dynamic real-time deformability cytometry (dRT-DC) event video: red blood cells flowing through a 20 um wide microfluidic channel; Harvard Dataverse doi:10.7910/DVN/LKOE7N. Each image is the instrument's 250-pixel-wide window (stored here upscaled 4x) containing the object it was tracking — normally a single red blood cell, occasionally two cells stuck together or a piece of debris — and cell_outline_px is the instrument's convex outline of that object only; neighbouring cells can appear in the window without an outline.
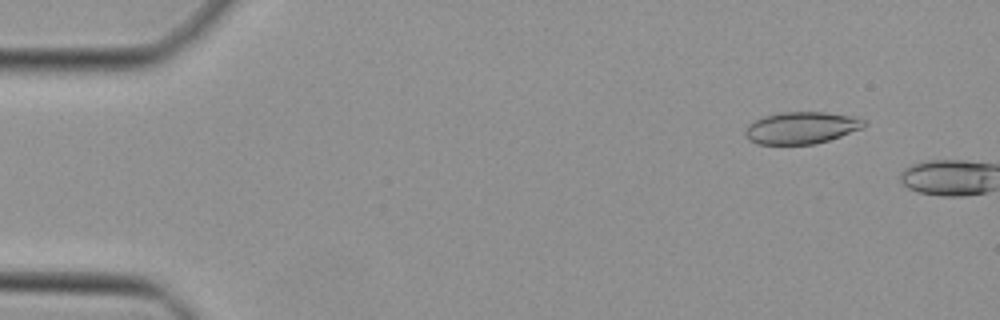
{"species": "Egyptian fruit bat (a non-hibernating species)", "species_latin": "Rousettus aegyptiacus", "temperature_condition": "cold", "stored_images_in_passage": 6, "camera_frame_rate_fps": 3000, "um_per_image_px": 0.085, "animal": {"sex": "female"}, "frame": {"image": 1, "passage_image": 5, "time_ms": 1.333, "image_size_px": [1000, 320], "cell_outline_px": [[864, 128], [816, 144], [756, 144], [748, 140], [744, 132], [748, 124], [752, 120], [764, 116], [780, 112], [824, 112], [856, 116], [864, 120]], "centroid_in_image_um": [68.09, 10.86], "position_along_channel_um": 16.9, "area_um2": 22.31}}